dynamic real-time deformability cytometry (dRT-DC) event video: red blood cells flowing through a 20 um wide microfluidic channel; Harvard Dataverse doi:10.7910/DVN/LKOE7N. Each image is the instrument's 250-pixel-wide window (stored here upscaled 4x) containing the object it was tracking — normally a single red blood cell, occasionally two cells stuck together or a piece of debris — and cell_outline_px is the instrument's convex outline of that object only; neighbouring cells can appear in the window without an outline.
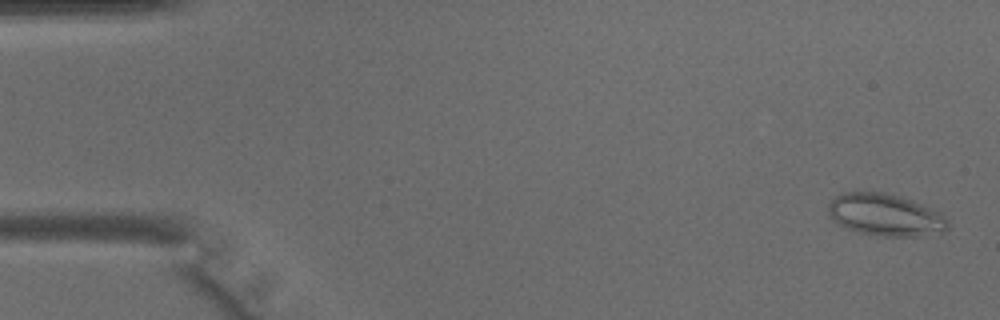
{"species": "common noctule bat (a hibernating species)", "species_latin": "Nyctalus noctula", "temperature_condition": "warm", "stored_images_in_passage": 44, "camera_frame_rate_fps": 3000, "um_per_image_px": 0.085, "animal": {"sex": "male", "body_mass_g": 15.6}, "frame": {"image": 1, "passage_image": 2, "time_ms": 0.333, "image_size_px": [1000, 320], "cell_outline_px": [[948, 228], [944, 232], [920, 236], [876, 236], [844, 228], [836, 224], [828, 216], [828, 204], [840, 192], [884, 192], [900, 196], [940, 212], [948, 220]], "centroid_in_image_um": [75.21, 18.27], "position_along_channel_um": 9.8, "area_um2": 29.59}}
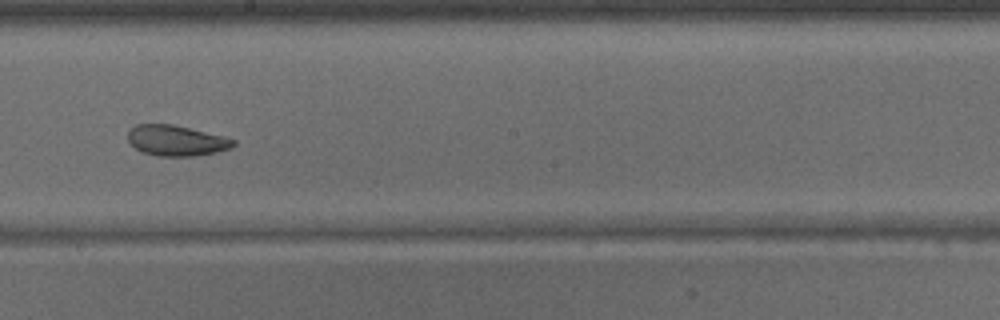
{"frame": {"image": 2, "passage_image": 25, "time_ms": 8.0, "image_size_px": [1000, 320], "cell_outline_px": [[236, 144], [232, 148], [216, 152], [196, 156], [156, 156], [144, 152], [136, 148], [128, 140], [128, 128], [136, 124], [172, 124], [236, 140]], "centroid_in_image_um": [14.96, 11.95], "position_along_channel_um": 233.2, "area_um2": 18.67}}
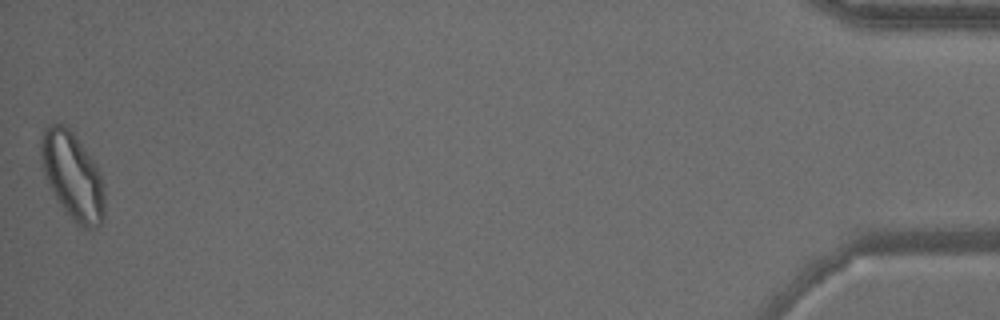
{"frame": {"image": 3, "passage_image": 44, "time_ms": 14.333, "image_size_px": [1000, 320], "cell_outline_px": [[104, 220], [96, 228], [84, 228], [76, 224], [64, 212], [44, 176], [40, 148], [40, 140], [44, 128], [52, 124], [60, 124], [68, 128], [76, 136], [96, 164], [100, 176], [104, 192]], "centroid_in_image_um": [6.16, 14.98], "position_along_channel_um": 429.0, "area_um2": 32.25}}